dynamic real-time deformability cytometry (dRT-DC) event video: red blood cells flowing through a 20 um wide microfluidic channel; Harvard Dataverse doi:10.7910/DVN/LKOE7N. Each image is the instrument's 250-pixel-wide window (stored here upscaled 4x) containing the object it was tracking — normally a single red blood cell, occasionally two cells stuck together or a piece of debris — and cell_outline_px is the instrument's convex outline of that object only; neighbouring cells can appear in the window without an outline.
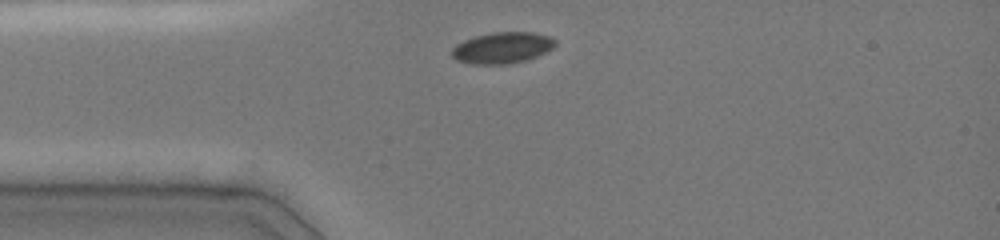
{"species": "common noctule bat (a hibernating species)", "species_latin": "Nyctalus noctula", "temperature_condition": "cold", "stored_images_in_passage": 5, "camera_frame_rate_fps": 3000, "um_per_image_px": 0.085, "animal": {"sex": "female", "body_mass_g": 19.0, "forearm_length_mm": 51.5}, "frame": {"image": 1, "passage_image": 1, "time_ms": 0.0, "image_size_px": [1000, 240], "cell_outline_px": [[556, 44], [552, 48], [528, 60], [512, 64], [472, 64], [456, 60], [452, 56], [452, 48], [456, 44], [464, 40], [476, 36], [492, 32], [532, 32], [548, 36], [556, 40]], "centroid_in_image_um": [42.68, 4.07], "position_along_channel_um": 42.3, "area_um2": 18.84}}